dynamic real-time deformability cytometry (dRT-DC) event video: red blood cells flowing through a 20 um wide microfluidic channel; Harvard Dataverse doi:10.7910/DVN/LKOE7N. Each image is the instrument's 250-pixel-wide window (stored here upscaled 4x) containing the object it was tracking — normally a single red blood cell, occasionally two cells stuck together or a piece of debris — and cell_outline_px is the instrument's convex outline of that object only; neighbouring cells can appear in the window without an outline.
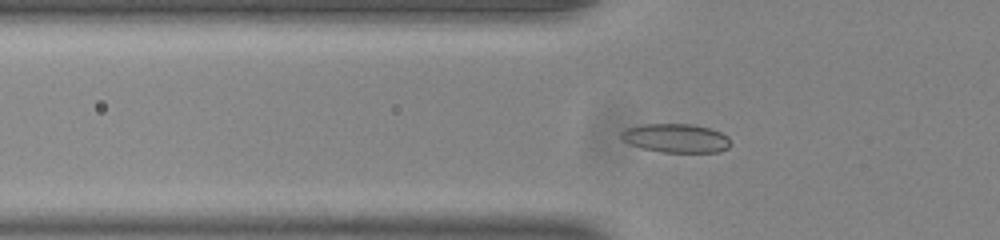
{"species": "common noctule bat (a hibernating species)", "species_latin": "Nyctalus noctula", "temperature_condition": "room temperature", "stored_images_in_passage": 48, "camera_frame_rate_fps": 3000, "um_per_image_px": 0.085, "animal": {"sex": "male", "body_mass_g": 20.0, "forearm_length_mm": 53.3}, "frame": {"image": 1, "passage_image": 12, "time_ms": 3.667, "image_size_px": [1000, 240], "cell_outline_px": [[732, 144], [728, 148], [720, 152], [664, 152], [644, 148], [628, 144], [620, 140], [620, 132], [624, 128], [644, 124], [692, 124], [708, 128], [720, 132], [728, 136]], "centroid_in_image_um": [57.43, 11.74], "position_along_channel_um": 68.4, "area_um2": 18.55}}
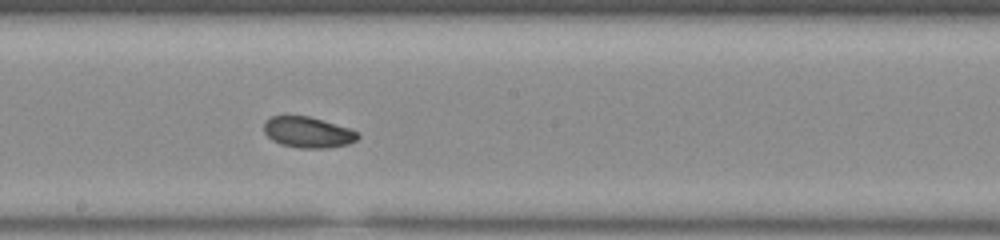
{"frame": {"image": 2, "passage_image": 24, "time_ms": 7.667, "image_size_px": [1000, 240], "cell_outline_px": [[360, 136], [356, 140], [348, 144], [328, 148], [300, 148], [280, 144], [272, 140], [264, 132], [264, 120], [272, 116], [308, 116], [352, 128], [360, 132]], "centroid_in_image_um": [26.2, 11.24], "position_along_channel_um": 222.0, "area_um2": 17.11}}
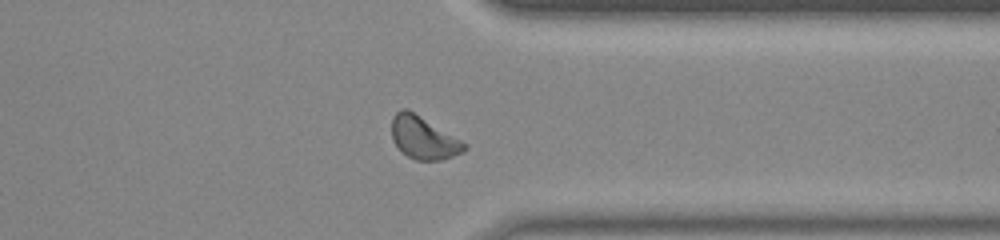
{"frame": {"image": 3, "passage_image": 36, "time_ms": 11.667, "image_size_px": [1000, 240], "cell_outline_px": [[468, 148], [464, 152], [440, 160], [416, 160], [408, 156], [392, 140], [392, 116], [400, 108], [408, 108], [468, 144]], "centroid_in_image_um": [36.01, 11.69], "position_along_channel_um": 375.4, "area_um2": 18.03}, "authors_computed_cell_mechanics": {"area_um2": 17.1666, "velocity_mm_per_s": 3.8751, "shape_relaxation_time_tau1_ms": 2.8648, "shape_relaxation_time_tau2_ms": 4.7778, "deformation_change_tau1": 0.0839, "deformation_change_tau2": 0.0851}}